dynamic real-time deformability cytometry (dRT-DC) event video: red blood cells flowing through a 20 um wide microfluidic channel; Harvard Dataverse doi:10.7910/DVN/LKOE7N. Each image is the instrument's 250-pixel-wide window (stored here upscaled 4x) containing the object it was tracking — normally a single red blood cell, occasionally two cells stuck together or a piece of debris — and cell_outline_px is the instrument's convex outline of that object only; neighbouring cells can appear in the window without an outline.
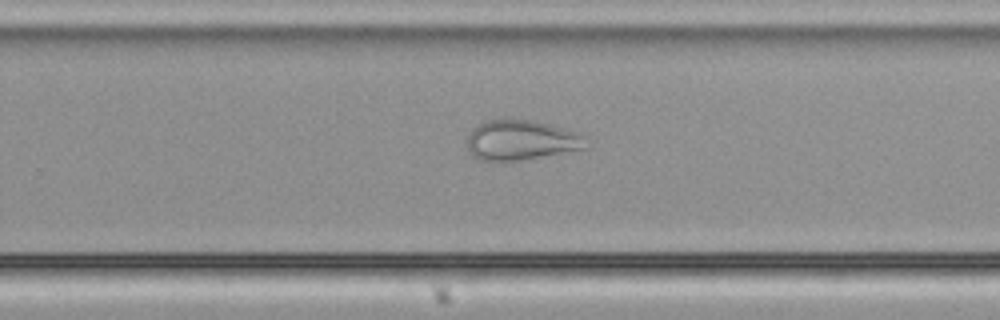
{"species": "common noctule bat (a hibernating species)", "species_latin": "Nyctalus noctula", "temperature_condition": "cold", "stored_images_in_passage": 44, "camera_frame_rate_fps": 3000, "um_per_image_px": 0.085, "animal": {"sex": "male", "body_mass_g": 21.5, "forearm_length_mm": 52.0}, "frame": {"image": 1, "passage_image": 25, "time_ms": 8.0, "image_size_px": [1000, 320], "cell_outline_px": [[588, 148], [520, 160], [476, 160], [472, 156], [468, 148], [468, 132], [472, 128], [484, 120], [504, 116], [508, 116], [536, 120], [580, 132], [588, 136]], "centroid_in_image_um": [44.32, 11.85], "position_along_channel_um": 285.5, "area_um2": 28.9}}
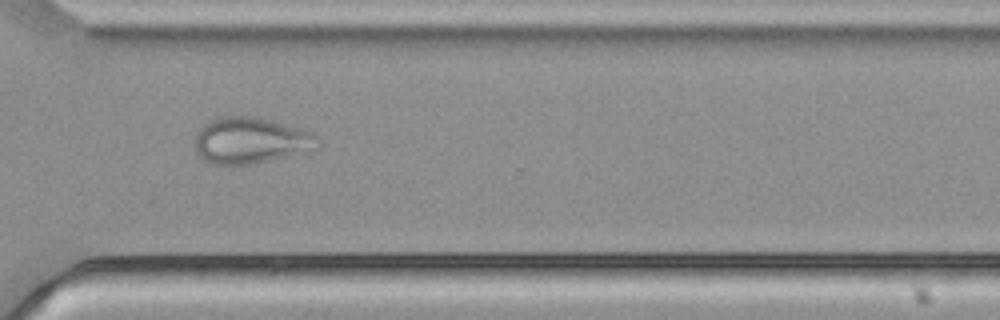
{"frame": {"image": 2, "passage_image": 30, "time_ms": 9.667, "image_size_px": [1000, 320], "cell_outline_px": [[320, 148], [248, 164], [212, 164], [204, 160], [196, 152], [196, 132], [204, 124], [212, 120], [224, 116], [256, 116], [272, 120], [312, 132], [316, 136]], "centroid_in_image_um": [21.29, 11.92], "position_along_channel_um": 349.3, "area_um2": 32.66}}
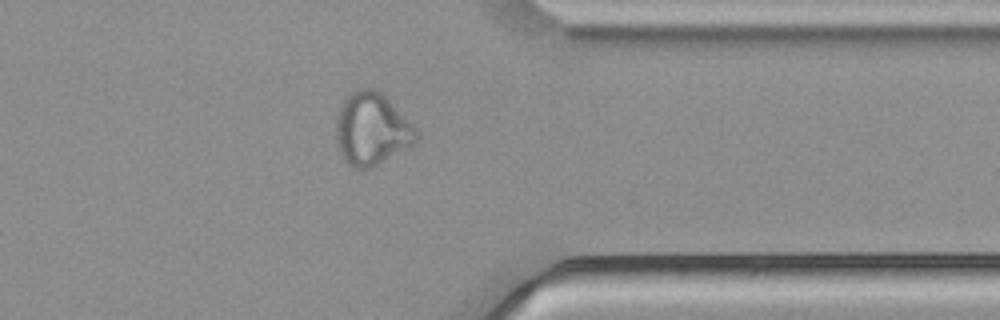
{"frame": {"image": 3, "passage_image": 33, "time_ms": 10.667, "image_size_px": [1000, 320], "cell_outline_px": [[420, 132], [416, 140], [412, 144], [376, 164], [368, 168], [352, 168], [344, 160], [340, 152], [336, 136], [336, 120], [340, 108], [344, 100], [356, 88], [376, 88]], "centroid_in_image_um": [31.57, 10.95], "position_along_channel_um": 379.8, "area_um2": 33.12}}